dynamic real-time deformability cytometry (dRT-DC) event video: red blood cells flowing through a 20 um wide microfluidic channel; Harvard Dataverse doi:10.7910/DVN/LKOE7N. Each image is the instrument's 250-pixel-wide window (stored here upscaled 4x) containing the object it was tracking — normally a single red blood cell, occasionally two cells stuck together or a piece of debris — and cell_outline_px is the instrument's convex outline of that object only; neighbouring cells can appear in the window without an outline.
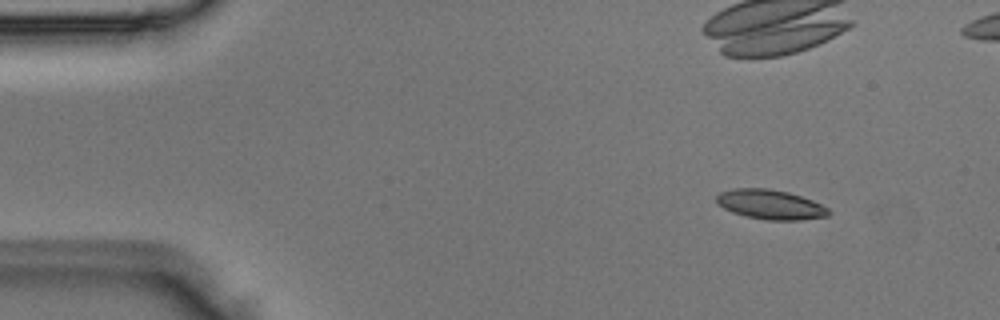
{"species": "Egyptian fruit bat (a non-hibernating species)", "species_latin": "Rousettus aegyptiacus", "temperature_condition": "room temperature", "stored_images_in_passage": 4, "camera_frame_rate_fps": 3000, "um_per_image_px": 0.085, "animal": {"sex": "male"}, "frame": {"image": 1, "passage_image": 1, "time_ms": 0.0, "image_size_px": [1000, 320], "cell_outline_px": [[832, 212], [828, 216], [800, 220], [768, 220], [744, 216], [732, 212], [716, 204], [716, 196], [720, 192], [732, 188], [768, 188], [788, 192], [812, 200], [828, 208]], "centroid_in_image_um": [65.46, 17.38], "position_along_channel_um": 19.5, "area_um2": 19.48}}